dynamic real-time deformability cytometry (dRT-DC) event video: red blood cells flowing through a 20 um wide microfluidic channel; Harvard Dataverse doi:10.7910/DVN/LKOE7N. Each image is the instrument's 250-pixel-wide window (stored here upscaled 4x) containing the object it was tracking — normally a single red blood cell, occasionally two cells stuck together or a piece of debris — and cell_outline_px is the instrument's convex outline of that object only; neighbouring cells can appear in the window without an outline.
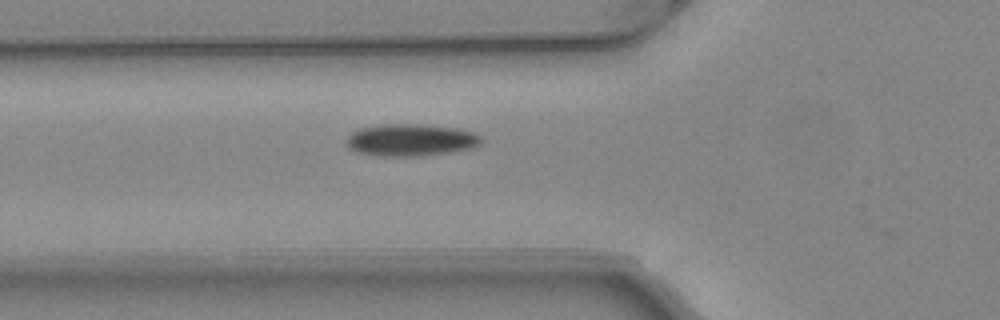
{"species": "common noctule bat (a hibernating species)", "species_latin": "Nyctalus noctula", "temperature_condition": "warm", "stored_images_in_passage": 36, "camera_frame_rate_fps": 3000, "um_per_image_px": 0.085, "animal": {"sex": "female", "body_mass_g": 24.6, "forearm_length_mm": 56.2}, "frame": {"image": 1, "passage_image": 4, "time_ms": 1.0, "image_size_px": [1000, 320], "cell_outline_px": [[484, 140], [480, 144], [468, 148], [448, 152], [420, 156], [380, 156], [356, 152], [348, 148], [348, 136], [352, 132], [360, 128], [384, 124], [416, 124], [456, 128], [472, 132], [480, 136]], "centroid_in_image_um": [34.89, 11.9], "position_along_channel_um": 90.9, "area_um2": 24.97}}
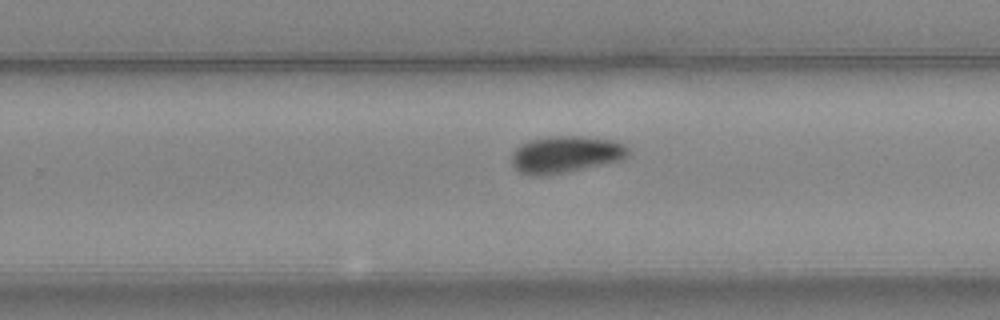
{"frame": {"image": 2, "passage_image": 18, "time_ms": 5.667, "image_size_px": [1000, 320], "cell_outline_px": [[628, 156], [624, 160], [568, 172], [548, 176], [532, 176], [520, 172], [512, 164], [512, 152], [520, 144], [528, 140], [548, 136], [580, 136], [612, 140], [624, 144], [628, 148]], "centroid_in_image_um": [48.07, 13.14], "position_along_channel_um": 281.7, "area_um2": 25.43}}
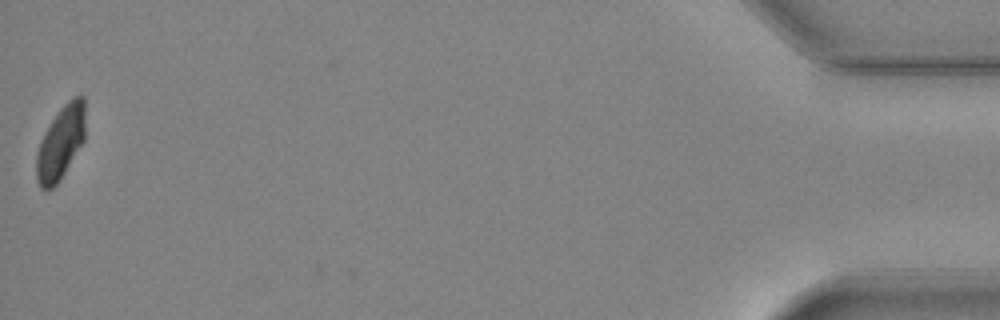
{"frame": {"image": 3, "passage_image": 36, "time_ms": 11.667, "image_size_px": [1000, 320], "cell_outline_px": [[84, 140], [60, 180], [48, 192], [40, 188], [36, 180], [36, 152], [40, 140], [44, 132], [60, 108], [72, 96], [80, 92], [84, 96]], "centroid_in_image_um": [5.13, 12.13], "position_along_channel_um": 430.1, "area_um2": 21.15}, "authors_computed_cell_mechanics": {"area_um2": 24.0737, "velocity_mm_per_s": 4.0807, "shape_relaxation_time_tau1_ms": 4.5997, "shape_relaxation_time_tau2_ms": null, "deformation_change_tau1": 0.1242, "deformation_change_tau2": null}}